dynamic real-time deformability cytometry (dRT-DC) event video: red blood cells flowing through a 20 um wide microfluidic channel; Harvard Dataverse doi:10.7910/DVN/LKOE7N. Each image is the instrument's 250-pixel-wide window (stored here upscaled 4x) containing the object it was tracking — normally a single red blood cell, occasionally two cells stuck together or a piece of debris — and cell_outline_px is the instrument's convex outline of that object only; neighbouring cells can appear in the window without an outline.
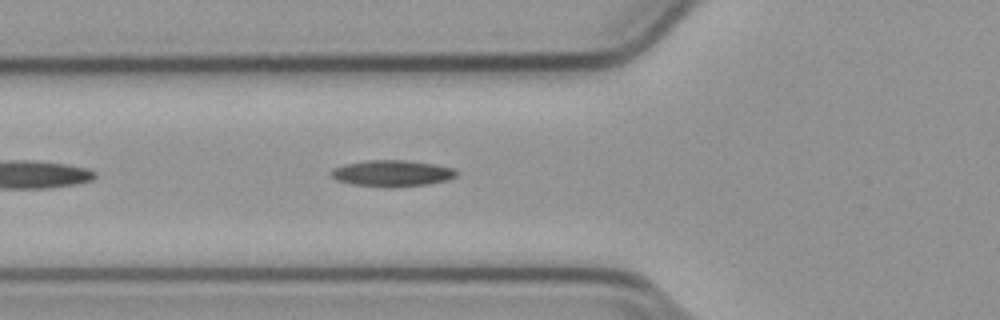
{"species": "common noctule bat (a hibernating species)", "species_latin": "Nyctalus noctula", "temperature_condition": "cold", "stored_images_in_passage": 9, "camera_frame_rate_fps": 3000, "um_per_image_px": 0.085, "animal": {"sex": "male", "body_mass_g": 23.1, "forearm_length_mm": 52.7}, "frame": {"image": 1, "passage_image": 6, "time_ms": 1.667, "image_size_px": [1000, 320], "cell_outline_px": [[456, 176], [448, 180], [428, 184], [392, 188], [384, 188], [352, 184], [336, 180], [328, 172], [336, 168], [348, 164], [368, 160], [404, 160], [436, 164], [452, 168], [456, 172]], "centroid_in_image_um": [33.33, 14.75], "position_along_channel_um": 92.5, "area_um2": 19.25}}